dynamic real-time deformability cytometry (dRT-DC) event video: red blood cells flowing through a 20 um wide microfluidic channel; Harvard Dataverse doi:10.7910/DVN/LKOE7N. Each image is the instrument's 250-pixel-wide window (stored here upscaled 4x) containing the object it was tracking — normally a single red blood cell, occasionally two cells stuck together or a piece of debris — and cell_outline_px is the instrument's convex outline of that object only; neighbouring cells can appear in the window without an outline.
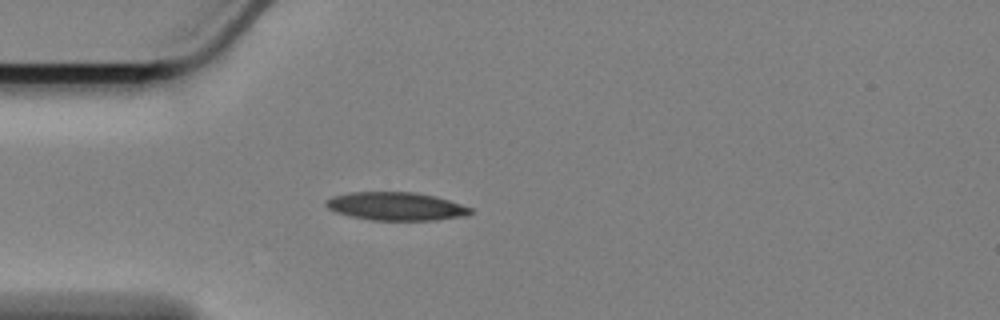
{"species": "Egyptian fruit bat (a non-hibernating species)", "species_latin": "Rousettus aegyptiacus", "temperature_condition": "cold", "stored_images_in_passage": 13, "camera_frame_rate_fps": 3000, "um_per_image_px": 0.085, "animal": {"sex": "female"}, "frame": {"image": 1, "passage_image": 9, "time_ms": 2.667, "image_size_px": [1000, 320], "cell_outline_px": [[472, 212], [460, 216], [436, 220], [372, 220], [352, 216], [336, 212], [328, 208], [324, 204], [324, 200], [332, 196], [348, 192], [412, 192], [436, 196], [472, 208]], "centroid_in_image_um": [33.6, 17.52], "position_along_channel_um": 51.4, "area_um2": 23.58}}